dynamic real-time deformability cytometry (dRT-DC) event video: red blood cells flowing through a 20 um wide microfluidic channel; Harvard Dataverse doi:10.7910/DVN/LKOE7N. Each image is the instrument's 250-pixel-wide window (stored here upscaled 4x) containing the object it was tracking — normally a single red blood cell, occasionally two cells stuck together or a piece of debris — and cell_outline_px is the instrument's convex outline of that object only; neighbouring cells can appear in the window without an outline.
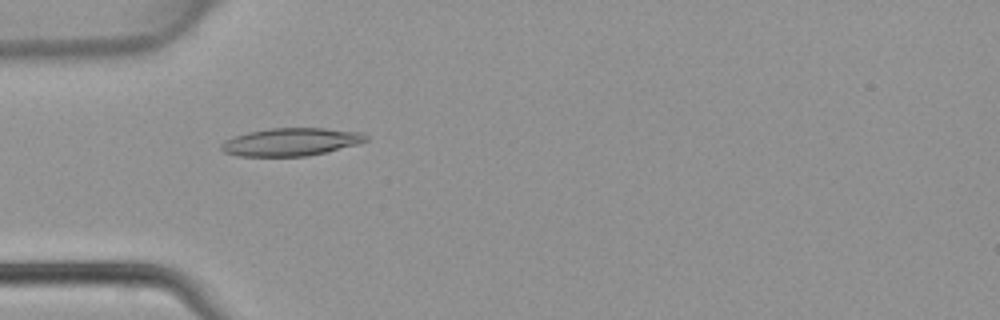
{"species": "common noctule bat (a hibernating species)", "species_latin": "Nyctalus noctula", "temperature_condition": "warm", "stored_images_in_passage": 45, "camera_frame_rate_fps": 3000, "um_per_image_px": 0.085, "animal": {"sex": "female", "body_mass_g": 22.7, "forearm_length_mm": 54.2}, "frame": {"image": 1, "passage_image": 14, "time_ms": 4.333, "image_size_px": [1000, 320], "cell_outline_px": [[368, 140], [356, 144], [308, 156], [236, 156], [224, 152], [220, 148], [220, 144], [224, 140], [232, 136], [248, 132], [268, 128], [324, 128], [360, 132], [368, 136]], "centroid_in_image_um": [24.66, 12.06], "position_along_channel_um": 60.3, "area_um2": 23.47}}
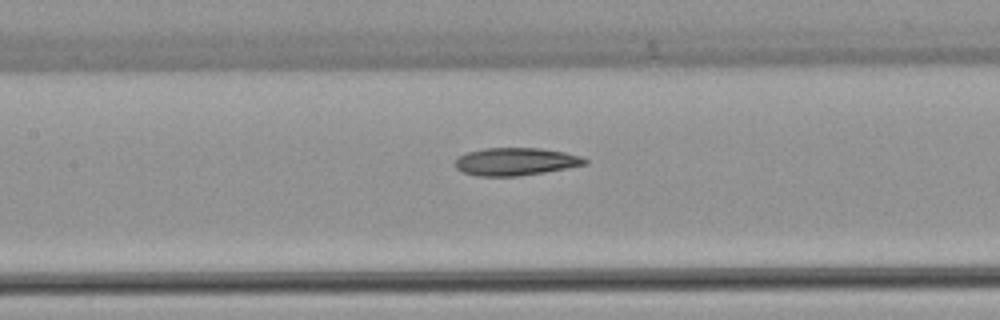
{"frame": {"image": 2, "passage_image": 21, "time_ms": 6.667, "image_size_px": [1000, 320], "cell_outline_px": [[588, 164], [544, 172], [516, 176], [476, 176], [464, 172], [456, 168], [456, 160], [460, 156], [468, 152], [484, 148], [540, 148], [564, 152], [580, 156], [588, 160]], "centroid_in_image_um": [43.84, 13.73], "position_along_channel_um": 163.6, "area_um2": 20.75}}
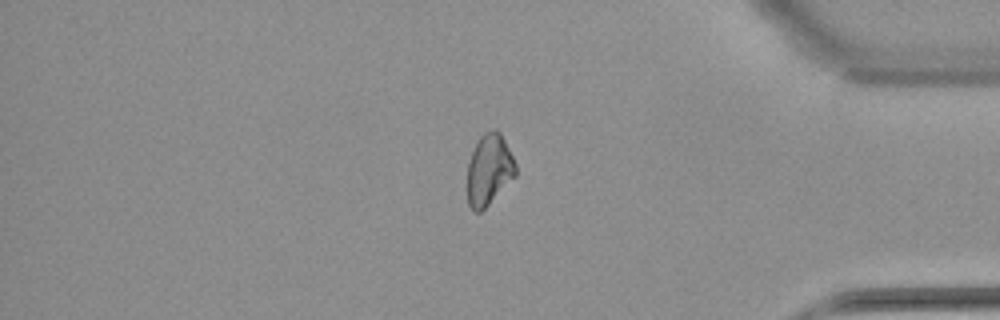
{"frame": {"image": 3, "passage_image": 38, "time_ms": 12.333, "image_size_px": [1000, 320], "cell_outline_px": [[516, 176], [480, 212], [472, 212], [468, 204], [468, 160], [476, 140], [484, 132], [496, 128], [500, 132], [516, 164]], "centroid_in_image_um": [41.55, 14.4], "position_along_channel_um": 393.6, "area_um2": 20.06}}